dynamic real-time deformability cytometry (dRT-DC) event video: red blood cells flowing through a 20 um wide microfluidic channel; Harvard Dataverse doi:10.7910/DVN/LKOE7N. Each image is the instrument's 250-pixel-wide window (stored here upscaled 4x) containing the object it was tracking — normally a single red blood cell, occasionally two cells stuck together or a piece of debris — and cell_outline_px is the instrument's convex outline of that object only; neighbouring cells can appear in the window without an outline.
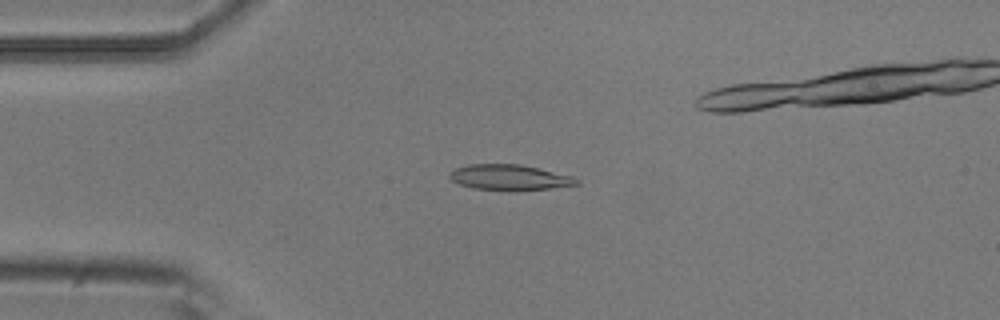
{"species": "common noctule bat (a hibernating species)", "species_latin": "Nyctalus noctula", "temperature_condition": "room temperature", "stored_images_in_passage": 4, "camera_frame_rate_fps": 3000, "um_per_image_px": 0.085, "animal": {"sex": "male", "body_mass_g": 20.5, "forearm_length_mm": 52.5}, "frame": {"image": 1, "passage_image": 1, "time_ms": 0.0, "image_size_px": [1000, 320], "cell_outline_px": [[580, 184], [548, 188], [472, 188], [460, 184], [452, 180], [448, 176], [448, 172], [456, 168], [468, 164], [520, 164], [572, 176], [580, 180]], "centroid_in_image_um": [43.27, 15.03], "position_along_channel_um": 41.7, "area_um2": 18.03}}
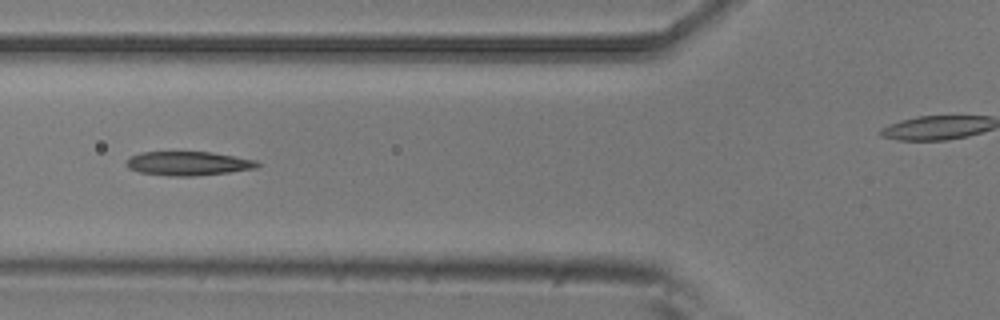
{"frame": {"image": 2, "passage_image": 3, "time_ms": 0.667, "image_size_px": [1000, 320], "cell_outline_px": [[260, 164], [256, 168], [228, 172], [192, 176], [168, 176], [140, 172], [128, 168], [124, 164], [132, 156], [140, 152], [212, 152], [256, 160]], "centroid_in_image_um": [15.98, 13.89], "position_along_channel_um": 109.8, "area_um2": 18.21}}
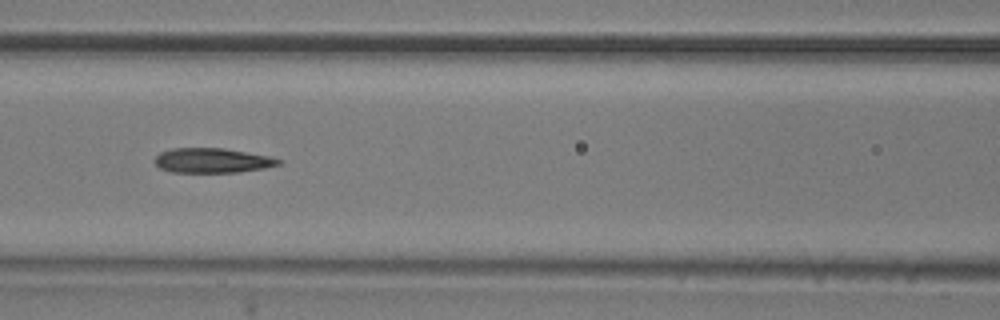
{"frame": {"image": 3, "passage_image": 4, "time_ms": 1.0, "image_size_px": [1000, 320], "cell_outline_px": [[280, 164], [264, 168], [240, 172], [172, 172], [160, 168], [152, 160], [160, 152], [172, 148], [224, 148], [268, 156], [280, 160]], "centroid_in_image_um": [17.99, 13.64], "position_along_channel_um": 148.6, "area_um2": 17.74}}